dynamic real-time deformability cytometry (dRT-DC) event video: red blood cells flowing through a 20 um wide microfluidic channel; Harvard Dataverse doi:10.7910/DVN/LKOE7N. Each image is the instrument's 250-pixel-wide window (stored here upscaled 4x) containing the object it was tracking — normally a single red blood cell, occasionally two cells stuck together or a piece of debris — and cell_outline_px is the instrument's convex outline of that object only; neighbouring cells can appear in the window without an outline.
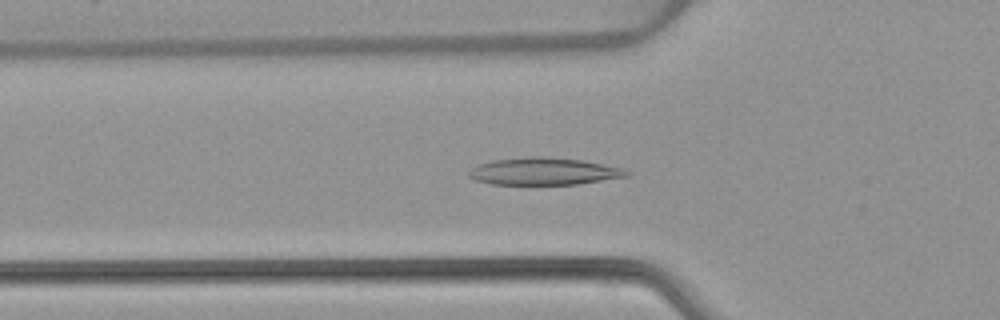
{"species": "common noctule bat (a hibernating species)", "species_latin": "Nyctalus noctula", "temperature_condition": "warm", "stored_images_in_passage": 52, "camera_frame_rate_fps": 3000, "um_per_image_px": 0.085, "animal": {"sex": "female", "body_mass_g": 22.7, "forearm_length_mm": 54.2}, "frame": {"image": 1, "passage_image": 18, "time_ms": 5.667, "image_size_px": [1000, 320], "cell_outline_px": [[628, 176], [576, 184], [492, 184], [476, 180], [468, 176], [468, 172], [472, 168], [480, 164], [492, 160], [532, 156], [544, 156], [584, 160], [624, 168], [628, 172]], "centroid_in_image_um": [46.23, 14.55], "position_along_channel_um": 79.6, "area_um2": 24.91}}
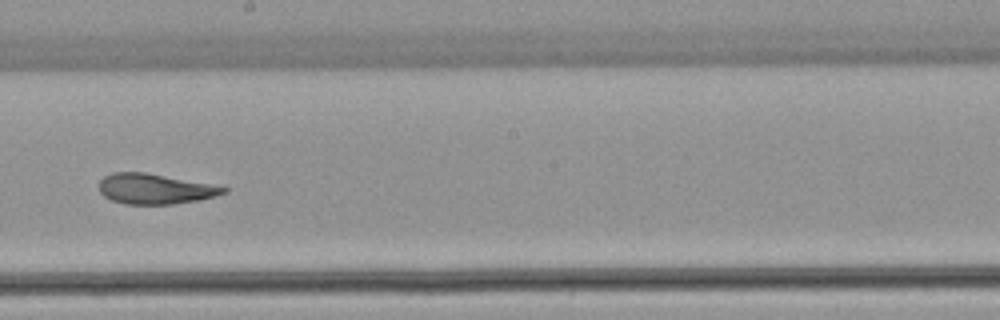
{"frame": {"image": 2, "passage_image": 30, "time_ms": 9.667, "image_size_px": [1000, 320], "cell_outline_px": [[228, 192], [216, 196], [200, 200], [172, 204], [124, 204], [112, 200], [104, 196], [100, 192], [100, 180], [104, 176], [112, 172], [144, 172], [208, 184], [228, 188]], "centroid_in_image_um": [13.15, 16.06], "position_along_channel_um": 235.1, "area_um2": 21.73}}
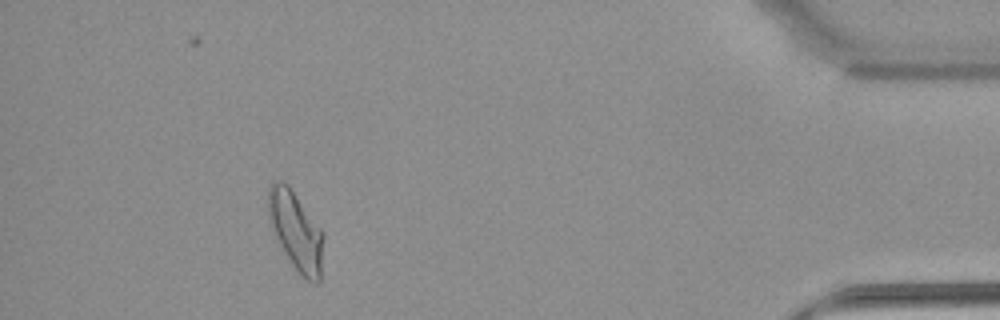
{"frame": {"image": 3, "passage_image": 48, "time_ms": 15.667, "image_size_px": [1000, 320], "cell_outline_px": [[324, 236], [320, 280], [316, 284], [308, 280], [292, 264], [276, 236], [272, 228], [268, 216], [268, 188], [272, 180], [284, 180], [288, 184], [324, 232]], "centroid_in_image_um": [25.16, 19.56], "position_along_channel_um": 410.0, "area_um2": 25.09}, "authors_computed_cell_mechanics": {"area_um2": 24.3338, "velocity_mm_per_s": 3.8751, "shape_relaxation_time_tau1_ms": 9.4482, "shape_relaxation_time_tau2_ms": 2.5954, "deformation_change_tau1": 0.2384, "deformation_change_tau2": 0.0892}}